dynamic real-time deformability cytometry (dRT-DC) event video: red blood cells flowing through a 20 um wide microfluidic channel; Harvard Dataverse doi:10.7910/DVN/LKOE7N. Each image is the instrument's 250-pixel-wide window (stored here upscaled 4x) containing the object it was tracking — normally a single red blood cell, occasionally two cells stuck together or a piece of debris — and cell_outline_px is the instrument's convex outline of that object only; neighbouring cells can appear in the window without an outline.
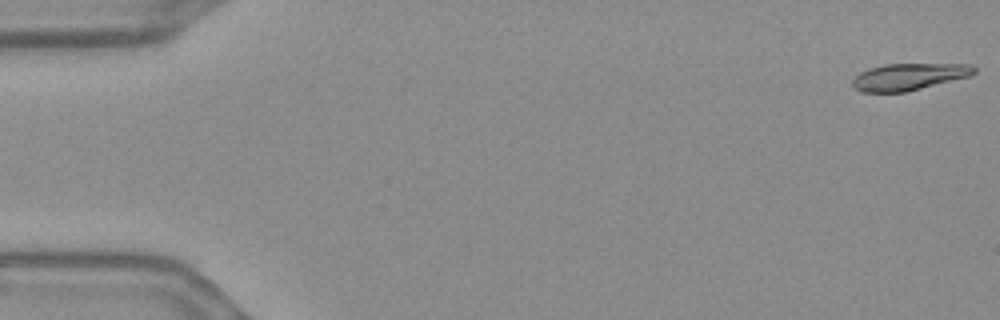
{"species": "Egyptian fruit bat (a non-hibernating species)", "species_latin": "Rousettus aegyptiacus", "temperature_condition": "warm", "stored_images_in_passage": 14, "camera_frame_rate_fps": 3000, "um_per_image_px": 0.085, "frame": {"image": 1, "passage_image": 1, "time_ms": 0.0, "image_size_px": [1000, 320], "cell_outline_px": [[976, 72], [972, 76], [904, 92], [860, 92], [852, 88], [852, 80], [860, 72], [868, 68], [884, 64], [972, 64], [976, 68]], "centroid_in_image_um": [77.25, 6.52], "position_along_channel_um": 7.8, "area_um2": 19.19}}